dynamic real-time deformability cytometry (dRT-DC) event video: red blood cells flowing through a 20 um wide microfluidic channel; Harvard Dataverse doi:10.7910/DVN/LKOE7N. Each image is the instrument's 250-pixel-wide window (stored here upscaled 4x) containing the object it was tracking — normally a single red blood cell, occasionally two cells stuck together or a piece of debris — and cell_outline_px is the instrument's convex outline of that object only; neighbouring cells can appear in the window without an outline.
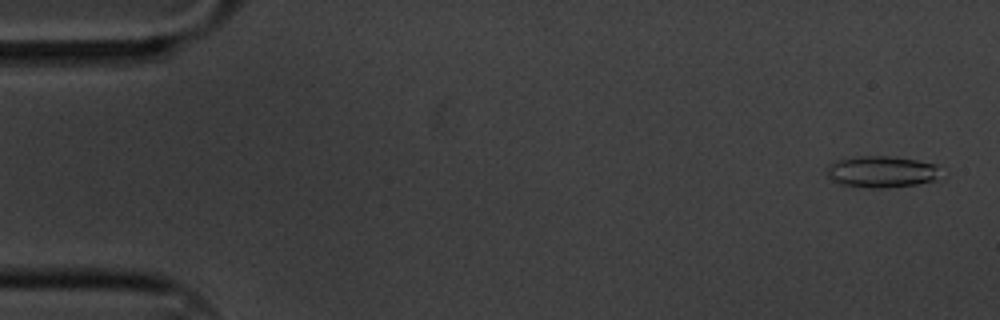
{"species": "common noctule bat (a hibernating species)", "species_latin": "Nyctalus noctula", "temperature_condition": "cold", "stored_images_in_passage": 6, "camera_frame_rate_fps": 3000, "um_per_image_px": 0.085, "animal": {"sex": "male", "body_mass_g": 20.1, "forearm_length_mm": 53.5}, "frame": {"image": 1, "passage_image": 1, "time_ms": 0.0, "image_size_px": [1000, 320], "cell_outline_px": [[936, 180], [916, 184], [880, 188], [868, 188], [840, 184], [832, 180], [828, 176], [828, 164], [836, 160], [860, 156], [888, 156], [916, 160], [936, 164]], "centroid_in_image_um": [74.87, 14.6], "position_along_channel_um": 10.1, "area_um2": 20.58}}